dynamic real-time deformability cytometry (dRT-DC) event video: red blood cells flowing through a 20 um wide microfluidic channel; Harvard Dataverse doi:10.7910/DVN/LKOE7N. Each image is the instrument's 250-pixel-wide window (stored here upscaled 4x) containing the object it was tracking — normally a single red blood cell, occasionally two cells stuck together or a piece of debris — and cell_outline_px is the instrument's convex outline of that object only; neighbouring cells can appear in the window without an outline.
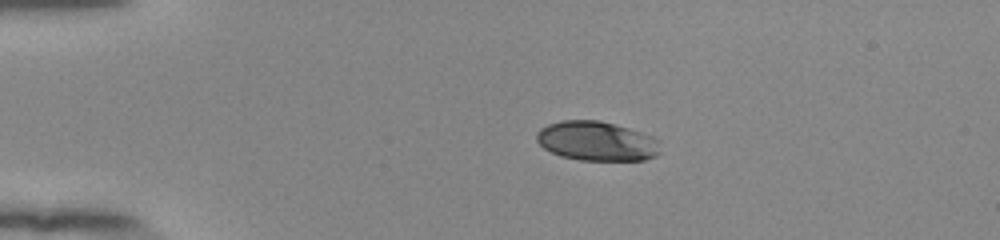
{"species": "human", "species_latin": "Homo sapiens", "temperature_condition": "room temperature", "stored_images_in_passage": 43, "camera_frame_rate_fps": 3000, "um_per_image_px": 0.085, "donor": {"sex": "female"}, "frame": {"image": 1, "passage_image": 1, "time_ms": 0.0, "image_size_px": [1000, 240], "cell_outline_px": [[660, 152], [656, 156], [644, 160], [580, 160], [560, 156], [544, 148], [536, 140], [536, 132], [540, 128], [548, 124], [560, 120], [600, 120], [628, 128], [652, 136], [660, 140]], "centroid_in_image_um": [50.72, 11.99], "position_along_channel_um": 34.3, "area_um2": 28.61}}
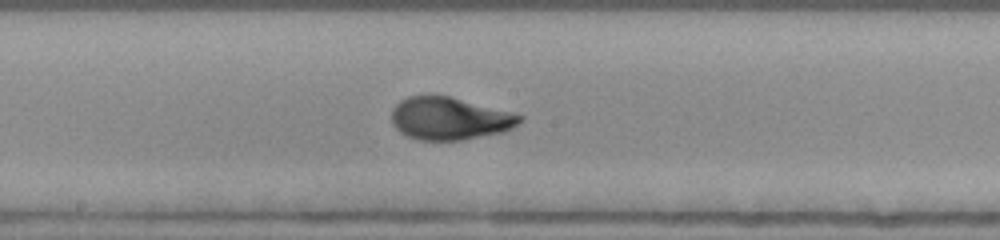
{"frame": {"image": 2, "passage_image": 19, "time_ms": 6.0, "image_size_px": [1000, 240], "cell_outline_px": [[524, 116], [512, 128], [504, 132], [464, 140], [420, 140], [408, 136], [400, 132], [392, 124], [392, 108], [400, 100], [408, 96], [448, 96]], "centroid_in_image_um": [38.17, 10.09], "position_along_channel_um": 210.0, "area_um2": 31.39}}
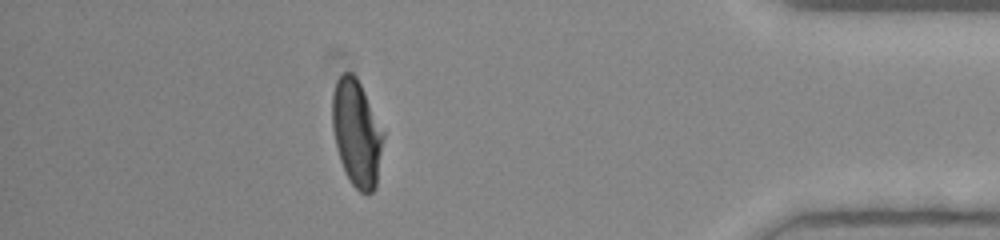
{"frame": {"image": 3, "passage_image": 37, "time_ms": 12.0, "image_size_px": [1000, 240], "cell_outline_px": [[384, 136], [376, 188], [372, 192], [360, 192], [352, 184], [344, 172], [336, 148], [332, 128], [332, 92], [336, 80], [344, 72], [352, 72], [356, 76], [384, 132]], "centroid_in_image_um": [30.3, 11.31], "position_along_channel_um": 404.9, "area_um2": 31.67}, "authors_computed_cell_mechanics": {"area_um2": 31.6166, "velocity_mm_per_s": 3.8965, "shape_relaxation_time_tau1_ms": 4.2033, "shape_relaxation_time_tau2_ms": null, "deformation_change_tau1": 0.1846, "deformation_change_tau2": null}}